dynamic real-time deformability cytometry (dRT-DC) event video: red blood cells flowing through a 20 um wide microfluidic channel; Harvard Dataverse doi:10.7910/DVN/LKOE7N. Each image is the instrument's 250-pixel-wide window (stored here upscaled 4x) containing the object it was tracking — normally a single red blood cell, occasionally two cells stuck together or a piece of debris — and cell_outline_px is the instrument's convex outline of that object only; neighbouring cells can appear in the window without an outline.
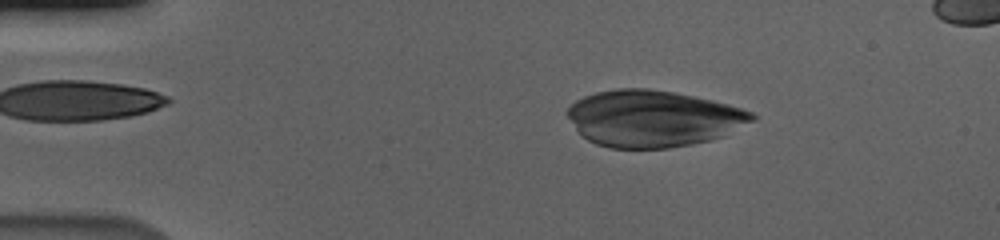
{"species": "human", "species_latin": "Homo sapiens", "temperature_condition": "cold", "stored_images_in_passage": 56, "camera_frame_rate_fps": 3000, "um_per_image_px": 0.085, "donor": {"sex": "male"}, "frame": {"image": 1, "passage_image": 9, "time_ms": 2.667, "image_size_px": [1000, 240], "cell_outline_px": [[756, 120], [724, 136], [712, 140], [692, 144], [668, 148], [608, 148], [596, 144], [588, 140], [576, 128], [564, 112], [576, 100], [584, 96], [596, 92], [616, 88], [648, 88], [672, 92], [712, 100], [728, 104], [752, 112], [756, 116]], "centroid_in_image_um": [55.52, 10.08], "position_along_channel_um": 29.5, "area_um2": 60.92}}
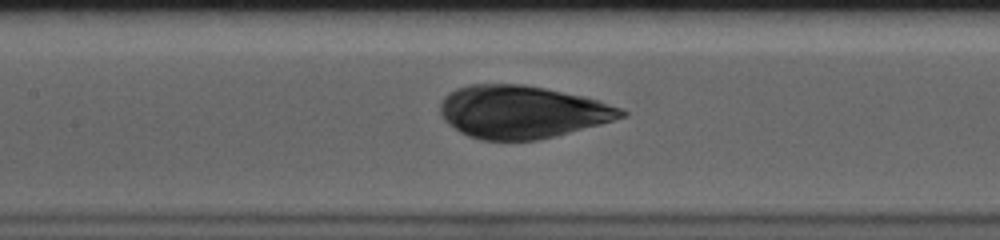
{"frame": {"image": 2, "passage_image": 26, "time_ms": 8.333, "image_size_px": [1000, 240], "cell_outline_px": [[628, 112], [624, 116], [600, 124], [556, 136], [536, 140], [480, 140], [468, 136], [460, 132], [448, 124], [444, 120], [440, 112], [440, 104], [444, 96], [448, 92], [456, 88], [468, 84], [520, 84], [544, 88], [584, 96], [620, 108]], "centroid_in_image_um": [44.31, 9.51], "position_along_channel_um": 163.1, "area_um2": 55.49}}
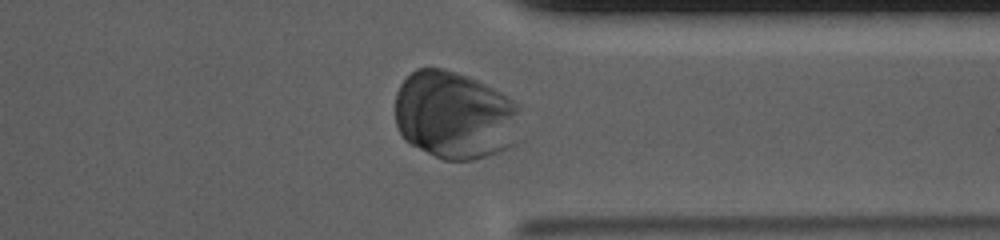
{"frame": {"image": 3, "passage_image": 44, "time_ms": 14.333, "image_size_px": [1000, 240], "cell_outline_px": [[520, 108], [512, 144], [500, 152], [472, 160], [444, 160], [404, 140], [396, 124], [396, 92], [400, 84], [416, 68], [444, 68], [468, 76], [500, 92], [512, 100]], "centroid_in_image_um": [38.61, 9.78], "position_along_channel_um": 372.8, "area_um2": 63.7}}